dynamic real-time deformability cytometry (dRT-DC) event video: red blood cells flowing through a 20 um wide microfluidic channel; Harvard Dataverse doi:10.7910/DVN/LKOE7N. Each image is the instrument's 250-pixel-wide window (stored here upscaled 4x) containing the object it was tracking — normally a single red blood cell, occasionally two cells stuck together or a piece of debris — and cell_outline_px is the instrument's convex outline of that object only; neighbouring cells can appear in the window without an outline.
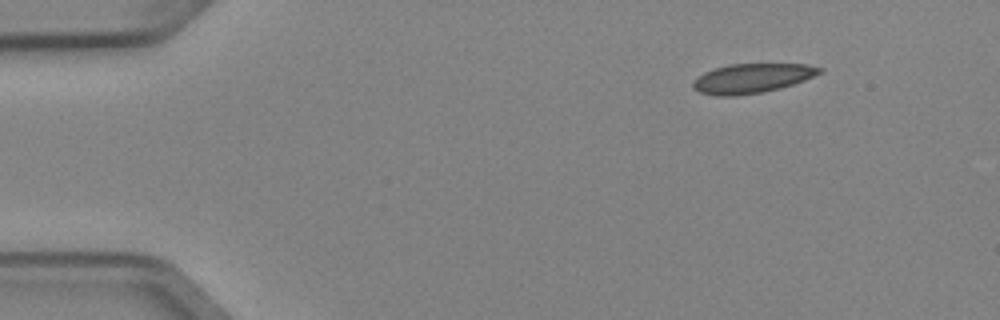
{"species": "Egyptian fruit bat (a non-hibernating species)", "species_latin": "Rousettus aegyptiacus", "temperature_condition": "cold", "stored_images_in_passage": 5, "camera_frame_rate_fps": 3000, "um_per_image_px": 0.085, "animal": {"sex": "female"}, "frame": {"image": 1, "passage_image": 1, "time_ms": 0.0, "image_size_px": [1000, 320], "cell_outline_px": [[824, 72], [804, 80], [780, 88], [760, 92], [736, 96], [720, 96], [700, 92], [692, 88], [692, 84], [704, 72], [712, 68], [728, 64], [808, 64], [824, 68]], "centroid_in_image_um": [63.95, 6.64], "position_along_channel_um": 21.1, "area_um2": 21.68}}
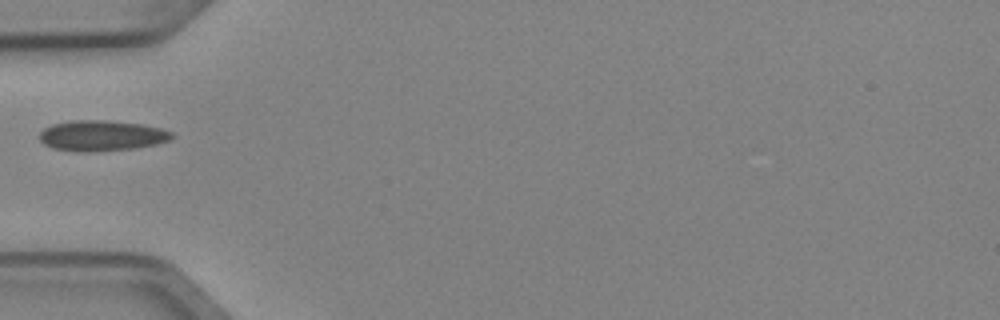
{"frame": {"image": 2, "passage_image": 4, "time_ms": 1.0, "image_size_px": [1000, 320], "cell_outline_px": [[176, 136], [172, 140], [156, 144], [136, 148], [88, 152], [80, 152], [52, 148], [44, 144], [40, 140], [40, 132], [44, 128], [52, 124], [72, 120], [108, 120], [144, 124], [160, 128], [172, 132]], "centroid_in_image_um": [8.67, 11.53], "position_along_channel_um": 76.3, "area_um2": 23.87}}
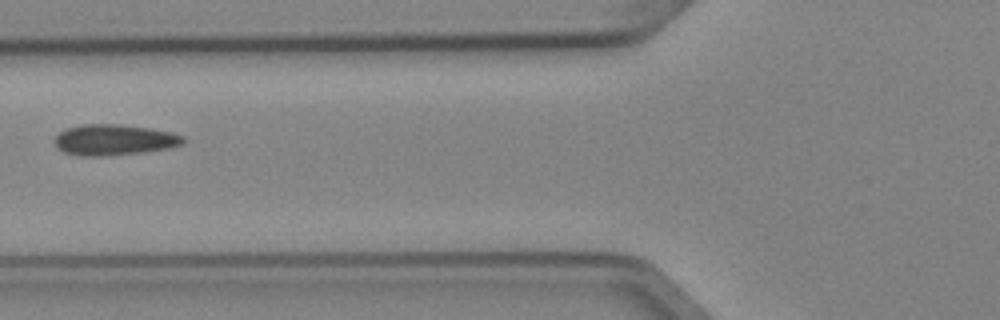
{"frame": {"image": 3, "passage_image": 5, "time_ms": 1.333, "image_size_px": [1000, 320], "cell_outline_px": [[184, 144], [168, 148], [144, 152], [104, 156], [76, 156], [64, 152], [56, 148], [56, 136], [64, 128], [80, 124], [120, 124], [152, 128], [172, 132], [184, 136]], "centroid_in_image_um": [9.7, 11.88], "position_along_channel_um": 116.1, "area_um2": 23.41}}